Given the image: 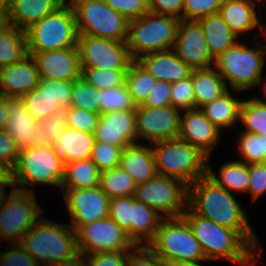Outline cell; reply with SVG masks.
I'll return each instance as SVG.
<instances>
[{
  "instance_id": "6da1fadb",
  "label": "cell",
  "mask_w": 266,
  "mask_h": 266,
  "mask_svg": "<svg viewBox=\"0 0 266 266\" xmlns=\"http://www.w3.org/2000/svg\"><path fill=\"white\" fill-rule=\"evenodd\" d=\"M188 206L220 226L236 230L259 254L263 249L241 204L208 175L188 186Z\"/></svg>"
},
{
  "instance_id": "7a4b0ae2",
  "label": "cell",
  "mask_w": 266,
  "mask_h": 266,
  "mask_svg": "<svg viewBox=\"0 0 266 266\" xmlns=\"http://www.w3.org/2000/svg\"><path fill=\"white\" fill-rule=\"evenodd\" d=\"M182 217L200 243L206 260L229 259L241 266H255L260 254L236 231L196 214L189 206Z\"/></svg>"
},
{
  "instance_id": "3957f363",
  "label": "cell",
  "mask_w": 266,
  "mask_h": 266,
  "mask_svg": "<svg viewBox=\"0 0 266 266\" xmlns=\"http://www.w3.org/2000/svg\"><path fill=\"white\" fill-rule=\"evenodd\" d=\"M20 245L39 266L67 261L79 254L75 230L43 216L23 236Z\"/></svg>"
},
{
  "instance_id": "277c9868",
  "label": "cell",
  "mask_w": 266,
  "mask_h": 266,
  "mask_svg": "<svg viewBox=\"0 0 266 266\" xmlns=\"http://www.w3.org/2000/svg\"><path fill=\"white\" fill-rule=\"evenodd\" d=\"M157 175L179 179L187 186L207 175V156L185 140L151 143Z\"/></svg>"
},
{
  "instance_id": "5b68a950",
  "label": "cell",
  "mask_w": 266,
  "mask_h": 266,
  "mask_svg": "<svg viewBox=\"0 0 266 266\" xmlns=\"http://www.w3.org/2000/svg\"><path fill=\"white\" fill-rule=\"evenodd\" d=\"M253 41V47H247L238 41L215 59L214 68L230 84L234 92H242L260 86L263 80L265 52Z\"/></svg>"
},
{
  "instance_id": "8992f818",
  "label": "cell",
  "mask_w": 266,
  "mask_h": 266,
  "mask_svg": "<svg viewBox=\"0 0 266 266\" xmlns=\"http://www.w3.org/2000/svg\"><path fill=\"white\" fill-rule=\"evenodd\" d=\"M179 22L178 18L150 11L130 20L126 44L131 59L173 49Z\"/></svg>"
},
{
  "instance_id": "52a82bcc",
  "label": "cell",
  "mask_w": 266,
  "mask_h": 266,
  "mask_svg": "<svg viewBox=\"0 0 266 266\" xmlns=\"http://www.w3.org/2000/svg\"><path fill=\"white\" fill-rule=\"evenodd\" d=\"M28 53L77 47L78 29L71 4L58 7L26 31Z\"/></svg>"
},
{
  "instance_id": "ba28073f",
  "label": "cell",
  "mask_w": 266,
  "mask_h": 266,
  "mask_svg": "<svg viewBox=\"0 0 266 266\" xmlns=\"http://www.w3.org/2000/svg\"><path fill=\"white\" fill-rule=\"evenodd\" d=\"M64 173L65 163L57 158L52 146L20 150L16 166L12 170L13 188L34 192V189L28 187L36 183L60 188Z\"/></svg>"
},
{
  "instance_id": "9c48e42d",
  "label": "cell",
  "mask_w": 266,
  "mask_h": 266,
  "mask_svg": "<svg viewBox=\"0 0 266 266\" xmlns=\"http://www.w3.org/2000/svg\"><path fill=\"white\" fill-rule=\"evenodd\" d=\"M70 4L75 13L79 35L127 41L129 20L104 0H73Z\"/></svg>"
},
{
  "instance_id": "30bf717a",
  "label": "cell",
  "mask_w": 266,
  "mask_h": 266,
  "mask_svg": "<svg viewBox=\"0 0 266 266\" xmlns=\"http://www.w3.org/2000/svg\"><path fill=\"white\" fill-rule=\"evenodd\" d=\"M147 246L161 259L207 261L200 243L182 216L164 218Z\"/></svg>"
},
{
  "instance_id": "8fae6325",
  "label": "cell",
  "mask_w": 266,
  "mask_h": 266,
  "mask_svg": "<svg viewBox=\"0 0 266 266\" xmlns=\"http://www.w3.org/2000/svg\"><path fill=\"white\" fill-rule=\"evenodd\" d=\"M35 192L12 189L0 205V241L20 243L23 236L42 217Z\"/></svg>"
},
{
  "instance_id": "7c38bea8",
  "label": "cell",
  "mask_w": 266,
  "mask_h": 266,
  "mask_svg": "<svg viewBox=\"0 0 266 266\" xmlns=\"http://www.w3.org/2000/svg\"><path fill=\"white\" fill-rule=\"evenodd\" d=\"M134 197L164 218L181 217L188 206V186L179 179L156 175L138 184Z\"/></svg>"
},
{
  "instance_id": "4fadbf2b",
  "label": "cell",
  "mask_w": 266,
  "mask_h": 266,
  "mask_svg": "<svg viewBox=\"0 0 266 266\" xmlns=\"http://www.w3.org/2000/svg\"><path fill=\"white\" fill-rule=\"evenodd\" d=\"M78 252L83 256L104 251H130L135 245L110 217L93 221L76 230Z\"/></svg>"
},
{
  "instance_id": "5bb4252c",
  "label": "cell",
  "mask_w": 266,
  "mask_h": 266,
  "mask_svg": "<svg viewBox=\"0 0 266 266\" xmlns=\"http://www.w3.org/2000/svg\"><path fill=\"white\" fill-rule=\"evenodd\" d=\"M81 68L127 70L133 61L126 42L79 35L77 42Z\"/></svg>"
},
{
  "instance_id": "9a60e30c",
  "label": "cell",
  "mask_w": 266,
  "mask_h": 266,
  "mask_svg": "<svg viewBox=\"0 0 266 266\" xmlns=\"http://www.w3.org/2000/svg\"><path fill=\"white\" fill-rule=\"evenodd\" d=\"M70 214V226L78 227L109 217L110 198L99 187L86 189H61Z\"/></svg>"
},
{
  "instance_id": "2e32d148",
  "label": "cell",
  "mask_w": 266,
  "mask_h": 266,
  "mask_svg": "<svg viewBox=\"0 0 266 266\" xmlns=\"http://www.w3.org/2000/svg\"><path fill=\"white\" fill-rule=\"evenodd\" d=\"M73 81L40 79L39 85L20 97L27 111L37 120H44L60 108H68Z\"/></svg>"
},
{
  "instance_id": "e0dca14e",
  "label": "cell",
  "mask_w": 266,
  "mask_h": 266,
  "mask_svg": "<svg viewBox=\"0 0 266 266\" xmlns=\"http://www.w3.org/2000/svg\"><path fill=\"white\" fill-rule=\"evenodd\" d=\"M137 136L150 143L177 138L180 124V110L172 105L150 108L136 107Z\"/></svg>"
},
{
  "instance_id": "ac0fdd59",
  "label": "cell",
  "mask_w": 266,
  "mask_h": 266,
  "mask_svg": "<svg viewBox=\"0 0 266 266\" xmlns=\"http://www.w3.org/2000/svg\"><path fill=\"white\" fill-rule=\"evenodd\" d=\"M172 50L193 70L215 65V59L209 52L204 33L197 21L180 20Z\"/></svg>"
},
{
  "instance_id": "d6986e66",
  "label": "cell",
  "mask_w": 266,
  "mask_h": 266,
  "mask_svg": "<svg viewBox=\"0 0 266 266\" xmlns=\"http://www.w3.org/2000/svg\"><path fill=\"white\" fill-rule=\"evenodd\" d=\"M36 62L40 79L74 81L81 77V65L77 47L28 53Z\"/></svg>"
},
{
  "instance_id": "ffe728a7",
  "label": "cell",
  "mask_w": 266,
  "mask_h": 266,
  "mask_svg": "<svg viewBox=\"0 0 266 266\" xmlns=\"http://www.w3.org/2000/svg\"><path fill=\"white\" fill-rule=\"evenodd\" d=\"M94 137L95 142L113 144L123 149L138 143L135 110L112 111L100 115Z\"/></svg>"
},
{
  "instance_id": "44dd1931",
  "label": "cell",
  "mask_w": 266,
  "mask_h": 266,
  "mask_svg": "<svg viewBox=\"0 0 266 266\" xmlns=\"http://www.w3.org/2000/svg\"><path fill=\"white\" fill-rule=\"evenodd\" d=\"M183 113L180 115L178 137L197 147L209 160L212 150L220 140L221 130L198 108L185 110Z\"/></svg>"
},
{
  "instance_id": "7402d4cb",
  "label": "cell",
  "mask_w": 266,
  "mask_h": 266,
  "mask_svg": "<svg viewBox=\"0 0 266 266\" xmlns=\"http://www.w3.org/2000/svg\"><path fill=\"white\" fill-rule=\"evenodd\" d=\"M40 77L33 57L28 54L21 61L0 68V94L20 98L39 85Z\"/></svg>"
},
{
  "instance_id": "603a6c76",
  "label": "cell",
  "mask_w": 266,
  "mask_h": 266,
  "mask_svg": "<svg viewBox=\"0 0 266 266\" xmlns=\"http://www.w3.org/2000/svg\"><path fill=\"white\" fill-rule=\"evenodd\" d=\"M8 120L5 130L12 136L19 150L37 146L38 121L27 111L20 98L8 97Z\"/></svg>"
},
{
  "instance_id": "cb8c5ba5",
  "label": "cell",
  "mask_w": 266,
  "mask_h": 266,
  "mask_svg": "<svg viewBox=\"0 0 266 266\" xmlns=\"http://www.w3.org/2000/svg\"><path fill=\"white\" fill-rule=\"evenodd\" d=\"M157 80L174 83L191 77L193 69L171 50L142 55L136 60Z\"/></svg>"
},
{
  "instance_id": "d4e9b609",
  "label": "cell",
  "mask_w": 266,
  "mask_h": 266,
  "mask_svg": "<svg viewBox=\"0 0 266 266\" xmlns=\"http://www.w3.org/2000/svg\"><path fill=\"white\" fill-rule=\"evenodd\" d=\"M62 4L60 0H9L7 23L26 31Z\"/></svg>"
},
{
  "instance_id": "484cf974",
  "label": "cell",
  "mask_w": 266,
  "mask_h": 266,
  "mask_svg": "<svg viewBox=\"0 0 266 266\" xmlns=\"http://www.w3.org/2000/svg\"><path fill=\"white\" fill-rule=\"evenodd\" d=\"M119 167L126 171L137 185L157 175L152 147L142 143L131 144L123 149Z\"/></svg>"
},
{
  "instance_id": "4316f807",
  "label": "cell",
  "mask_w": 266,
  "mask_h": 266,
  "mask_svg": "<svg viewBox=\"0 0 266 266\" xmlns=\"http://www.w3.org/2000/svg\"><path fill=\"white\" fill-rule=\"evenodd\" d=\"M94 144V133L66 127L52 144V149L57 158L66 164L90 158Z\"/></svg>"
},
{
  "instance_id": "83f0119b",
  "label": "cell",
  "mask_w": 266,
  "mask_h": 266,
  "mask_svg": "<svg viewBox=\"0 0 266 266\" xmlns=\"http://www.w3.org/2000/svg\"><path fill=\"white\" fill-rule=\"evenodd\" d=\"M163 219L157 211L136 200L133 195L129 239L135 246H147L153 240Z\"/></svg>"
},
{
  "instance_id": "f1b7e54d",
  "label": "cell",
  "mask_w": 266,
  "mask_h": 266,
  "mask_svg": "<svg viewBox=\"0 0 266 266\" xmlns=\"http://www.w3.org/2000/svg\"><path fill=\"white\" fill-rule=\"evenodd\" d=\"M257 4L246 0H223L219 15L230 27L231 31L239 37L258 27Z\"/></svg>"
},
{
  "instance_id": "f546056e",
  "label": "cell",
  "mask_w": 266,
  "mask_h": 266,
  "mask_svg": "<svg viewBox=\"0 0 266 266\" xmlns=\"http://www.w3.org/2000/svg\"><path fill=\"white\" fill-rule=\"evenodd\" d=\"M197 22L202 28L209 52L214 59L238 41V37L219 14L205 16Z\"/></svg>"
},
{
  "instance_id": "4dcf8cb0",
  "label": "cell",
  "mask_w": 266,
  "mask_h": 266,
  "mask_svg": "<svg viewBox=\"0 0 266 266\" xmlns=\"http://www.w3.org/2000/svg\"><path fill=\"white\" fill-rule=\"evenodd\" d=\"M193 91L196 100V108L211 103L228 90L225 81L216 68L195 69L192 74Z\"/></svg>"
},
{
  "instance_id": "1f68e13d",
  "label": "cell",
  "mask_w": 266,
  "mask_h": 266,
  "mask_svg": "<svg viewBox=\"0 0 266 266\" xmlns=\"http://www.w3.org/2000/svg\"><path fill=\"white\" fill-rule=\"evenodd\" d=\"M241 99H236L229 89L220 97L200 108L204 115L220 130L239 123Z\"/></svg>"
},
{
  "instance_id": "d6a6232c",
  "label": "cell",
  "mask_w": 266,
  "mask_h": 266,
  "mask_svg": "<svg viewBox=\"0 0 266 266\" xmlns=\"http://www.w3.org/2000/svg\"><path fill=\"white\" fill-rule=\"evenodd\" d=\"M207 175L217 185L227 191L246 193L249 186L248 164L240 160L231 161L223 164L220 168L219 177L212 170V166L207 164Z\"/></svg>"
},
{
  "instance_id": "836d02e7",
  "label": "cell",
  "mask_w": 266,
  "mask_h": 266,
  "mask_svg": "<svg viewBox=\"0 0 266 266\" xmlns=\"http://www.w3.org/2000/svg\"><path fill=\"white\" fill-rule=\"evenodd\" d=\"M100 171L90 158L65 164L60 189H86L99 186Z\"/></svg>"
},
{
  "instance_id": "e575fe53",
  "label": "cell",
  "mask_w": 266,
  "mask_h": 266,
  "mask_svg": "<svg viewBox=\"0 0 266 266\" xmlns=\"http://www.w3.org/2000/svg\"><path fill=\"white\" fill-rule=\"evenodd\" d=\"M27 55L26 32L7 24L0 30V68L21 61Z\"/></svg>"
},
{
  "instance_id": "d590c367",
  "label": "cell",
  "mask_w": 266,
  "mask_h": 266,
  "mask_svg": "<svg viewBox=\"0 0 266 266\" xmlns=\"http://www.w3.org/2000/svg\"><path fill=\"white\" fill-rule=\"evenodd\" d=\"M99 187L111 199L133 196L137 184L126 171L116 167L100 172Z\"/></svg>"
},
{
  "instance_id": "8d00e7d4",
  "label": "cell",
  "mask_w": 266,
  "mask_h": 266,
  "mask_svg": "<svg viewBox=\"0 0 266 266\" xmlns=\"http://www.w3.org/2000/svg\"><path fill=\"white\" fill-rule=\"evenodd\" d=\"M157 79L136 60H133L126 72L125 84L136 105H141L148 96Z\"/></svg>"
},
{
  "instance_id": "74e56055",
  "label": "cell",
  "mask_w": 266,
  "mask_h": 266,
  "mask_svg": "<svg viewBox=\"0 0 266 266\" xmlns=\"http://www.w3.org/2000/svg\"><path fill=\"white\" fill-rule=\"evenodd\" d=\"M239 122L245 127V132L266 135V104L254 97L243 100L240 106Z\"/></svg>"
},
{
  "instance_id": "f35d334b",
  "label": "cell",
  "mask_w": 266,
  "mask_h": 266,
  "mask_svg": "<svg viewBox=\"0 0 266 266\" xmlns=\"http://www.w3.org/2000/svg\"><path fill=\"white\" fill-rule=\"evenodd\" d=\"M67 127V108H60L38 121L37 146H52Z\"/></svg>"
},
{
  "instance_id": "ab89813d",
  "label": "cell",
  "mask_w": 266,
  "mask_h": 266,
  "mask_svg": "<svg viewBox=\"0 0 266 266\" xmlns=\"http://www.w3.org/2000/svg\"><path fill=\"white\" fill-rule=\"evenodd\" d=\"M136 107L126 84L99 90L100 115L112 111L136 110Z\"/></svg>"
},
{
  "instance_id": "60d3db41",
  "label": "cell",
  "mask_w": 266,
  "mask_h": 266,
  "mask_svg": "<svg viewBox=\"0 0 266 266\" xmlns=\"http://www.w3.org/2000/svg\"><path fill=\"white\" fill-rule=\"evenodd\" d=\"M237 150L245 164L266 162V135L241 132Z\"/></svg>"
},
{
  "instance_id": "b9f144b4",
  "label": "cell",
  "mask_w": 266,
  "mask_h": 266,
  "mask_svg": "<svg viewBox=\"0 0 266 266\" xmlns=\"http://www.w3.org/2000/svg\"><path fill=\"white\" fill-rule=\"evenodd\" d=\"M99 113V90L90 85L82 76L73 81L70 106Z\"/></svg>"
},
{
  "instance_id": "7bdbcfd3",
  "label": "cell",
  "mask_w": 266,
  "mask_h": 266,
  "mask_svg": "<svg viewBox=\"0 0 266 266\" xmlns=\"http://www.w3.org/2000/svg\"><path fill=\"white\" fill-rule=\"evenodd\" d=\"M81 76L95 89L114 88L125 84L127 70L81 68Z\"/></svg>"
},
{
  "instance_id": "ee69618b",
  "label": "cell",
  "mask_w": 266,
  "mask_h": 266,
  "mask_svg": "<svg viewBox=\"0 0 266 266\" xmlns=\"http://www.w3.org/2000/svg\"><path fill=\"white\" fill-rule=\"evenodd\" d=\"M122 151V147L95 142L90 159L98 167L99 171L103 172L119 167Z\"/></svg>"
},
{
  "instance_id": "f6af8a7d",
  "label": "cell",
  "mask_w": 266,
  "mask_h": 266,
  "mask_svg": "<svg viewBox=\"0 0 266 266\" xmlns=\"http://www.w3.org/2000/svg\"><path fill=\"white\" fill-rule=\"evenodd\" d=\"M171 105L178 110L196 109V100L193 91L192 76L171 83Z\"/></svg>"
},
{
  "instance_id": "bcb514c9",
  "label": "cell",
  "mask_w": 266,
  "mask_h": 266,
  "mask_svg": "<svg viewBox=\"0 0 266 266\" xmlns=\"http://www.w3.org/2000/svg\"><path fill=\"white\" fill-rule=\"evenodd\" d=\"M223 0H184L183 20L197 21L218 14Z\"/></svg>"
},
{
  "instance_id": "7dc6e473",
  "label": "cell",
  "mask_w": 266,
  "mask_h": 266,
  "mask_svg": "<svg viewBox=\"0 0 266 266\" xmlns=\"http://www.w3.org/2000/svg\"><path fill=\"white\" fill-rule=\"evenodd\" d=\"M100 114L85 109L67 108V127L83 132L94 133Z\"/></svg>"
},
{
  "instance_id": "c3c4849f",
  "label": "cell",
  "mask_w": 266,
  "mask_h": 266,
  "mask_svg": "<svg viewBox=\"0 0 266 266\" xmlns=\"http://www.w3.org/2000/svg\"><path fill=\"white\" fill-rule=\"evenodd\" d=\"M132 214V196L110 199L109 217L114 220L129 237V226Z\"/></svg>"
},
{
  "instance_id": "681fc988",
  "label": "cell",
  "mask_w": 266,
  "mask_h": 266,
  "mask_svg": "<svg viewBox=\"0 0 266 266\" xmlns=\"http://www.w3.org/2000/svg\"><path fill=\"white\" fill-rule=\"evenodd\" d=\"M105 3L129 21L149 12L148 0H104Z\"/></svg>"
},
{
  "instance_id": "f907efd6",
  "label": "cell",
  "mask_w": 266,
  "mask_h": 266,
  "mask_svg": "<svg viewBox=\"0 0 266 266\" xmlns=\"http://www.w3.org/2000/svg\"><path fill=\"white\" fill-rule=\"evenodd\" d=\"M249 186L252 200L255 202L262 194H266V162L248 164Z\"/></svg>"
},
{
  "instance_id": "816d5d0a",
  "label": "cell",
  "mask_w": 266,
  "mask_h": 266,
  "mask_svg": "<svg viewBox=\"0 0 266 266\" xmlns=\"http://www.w3.org/2000/svg\"><path fill=\"white\" fill-rule=\"evenodd\" d=\"M11 246L13 248L0 253V266H39L20 243Z\"/></svg>"
},
{
  "instance_id": "f5cc1de1",
  "label": "cell",
  "mask_w": 266,
  "mask_h": 266,
  "mask_svg": "<svg viewBox=\"0 0 266 266\" xmlns=\"http://www.w3.org/2000/svg\"><path fill=\"white\" fill-rule=\"evenodd\" d=\"M171 83L157 80L141 106L157 108L171 105Z\"/></svg>"
},
{
  "instance_id": "db71d44e",
  "label": "cell",
  "mask_w": 266,
  "mask_h": 266,
  "mask_svg": "<svg viewBox=\"0 0 266 266\" xmlns=\"http://www.w3.org/2000/svg\"><path fill=\"white\" fill-rule=\"evenodd\" d=\"M125 266H162L158 257L148 246H135L128 252Z\"/></svg>"
},
{
  "instance_id": "11a10c76",
  "label": "cell",
  "mask_w": 266,
  "mask_h": 266,
  "mask_svg": "<svg viewBox=\"0 0 266 266\" xmlns=\"http://www.w3.org/2000/svg\"><path fill=\"white\" fill-rule=\"evenodd\" d=\"M129 251H104L84 256L86 266H125Z\"/></svg>"
},
{
  "instance_id": "9f6ffc18",
  "label": "cell",
  "mask_w": 266,
  "mask_h": 266,
  "mask_svg": "<svg viewBox=\"0 0 266 266\" xmlns=\"http://www.w3.org/2000/svg\"><path fill=\"white\" fill-rule=\"evenodd\" d=\"M20 150L12 136L5 130H0V161L11 170L16 166Z\"/></svg>"
},
{
  "instance_id": "6f0895ef",
  "label": "cell",
  "mask_w": 266,
  "mask_h": 266,
  "mask_svg": "<svg viewBox=\"0 0 266 266\" xmlns=\"http://www.w3.org/2000/svg\"><path fill=\"white\" fill-rule=\"evenodd\" d=\"M184 0H148L149 11L183 20Z\"/></svg>"
},
{
  "instance_id": "680465c9",
  "label": "cell",
  "mask_w": 266,
  "mask_h": 266,
  "mask_svg": "<svg viewBox=\"0 0 266 266\" xmlns=\"http://www.w3.org/2000/svg\"><path fill=\"white\" fill-rule=\"evenodd\" d=\"M8 97L0 94V130L5 129L8 120Z\"/></svg>"
},
{
  "instance_id": "91938a15",
  "label": "cell",
  "mask_w": 266,
  "mask_h": 266,
  "mask_svg": "<svg viewBox=\"0 0 266 266\" xmlns=\"http://www.w3.org/2000/svg\"><path fill=\"white\" fill-rule=\"evenodd\" d=\"M49 266H86L85 258L82 254H78L75 257L58 263H54Z\"/></svg>"
},
{
  "instance_id": "94428289",
  "label": "cell",
  "mask_w": 266,
  "mask_h": 266,
  "mask_svg": "<svg viewBox=\"0 0 266 266\" xmlns=\"http://www.w3.org/2000/svg\"><path fill=\"white\" fill-rule=\"evenodd\" d=\"M0 183H13L12 170L0 161Z\"/></svg>"
},
{
  "instance_id": "6125c7cd",
  "label": "cell",
  "mask_w": 266,
  "mask_h": 266,
  "mask_svg": "<svg viewBox=\"0 0 266 266\" xmlns=\"http://www.w3.org/2000/svg\"><path fill=\"white\" fill-rule=\"evenodd\" d=\"M162 266H203L200 262H187L182 260L161 259Z\"/></svg>"
},
{
  "instance_id": "be15d7a7",
  "label": "cell",
  "mask_w": 266,
  "mask_h": 266,
  "mask_svg": "<svg viewBox=\"0 0 266 266\" xmlns=\"http://www.w3.org/2000/svg\"><path fill=\"white\" fill-rule=\"evenodd\" d=\"M6 9L0 7V30L7 25Z\"/></svg>"
},
{
  "instance_id": "e7e4bbea",
  "label": "cell",
  "mask_w": 266,
  "mask_h": 266,
  "mask_svg": "<svg viewBox=\"0 0 266 266\" xmlns=\"http://www.w3.org/2000/svg\"><path fill=\"white\" fill-rule=\"evenodd\" d=\"M9 186L13 188V183H0V205L2 204L3 199L6 196L5 188Z\"/></svg>"
},
{
  "instance_id": "03108f58",
  "label": "cell",
  "mask_w": 266,
  "mask_h": 266,
  "mask_svg": "<svg viewBox=\"0 0 266 266\" xmlns=\"http://www.w3.org/2000/svg\"><path fill=\"white\" fill-rule=\"evenodd\" d=\"M261 20L258 18V26L260 27V30L262 31V30H264L263 31V33L266 35V26H263L262 24L263 23H261L260 22ZM260 46H261V48H262V50L265 52V54H266V45L265 44H263V42L262 43H258Z\"/></svg>"
},
{
  "instance_id": "003e7915",
  "label": "cell",
  "mask_w": 266,
  "mask_h": 266,
  "mask_svg": "<svg viewBox=\"0 0 266 266\" xmlns=\"http://www.w3.org/2000/svg\"><path fill=\"white\" fill-rule=\"evenodd\" d=\"M262 88V90H263V94H264V96L266 97V80H265V82H263V87H261ZM257 101H259V102H262V103H265L266 104V99L265 100H263V99H261V98H259L258 96L257 97H254Z\"/></svg>"
},
{
  "instance_id": "a7ac6f4b",
  "label": "cell",
  "mask_w": 266,
  "mask_h": 266,
  "mask_svg": "<svg viewBox=\"0 0 266 266\" xmlns=\"http://www.w3.org/2000/svg\"><path fill=\"white\" fill-rule=\"evenodd\" d=\"M9 0H0V7L7 10Z\"/></svg>"
},
{
  "instance_id": "89a4df30",
  "label": "cell",
  "mask_w": 266,
  "mask_h": 266,
  "mask_svg": "<svg viewBox=\"0 0 266 266\" xmlns=\"http://www.w3.org/2000/svg\"><path fill=\"white\" fill-rule=\"evenodd\" d=\"M60 1H61L63 4H66V3H69V4H70L73 0H69V1H68V0H67V1H66V0H60Z\"/></svg>"
},
{
  "instance_id": "2644e50d",
  "label": "cell",
  "mask_w": 266,
  "mask_h": 266,
  "mask_svg": "<svg viewBox=\"0 0 266 266\" xmlns=\"http://www.w3.org/2000/svg\"><path fill=\"white\" fill-rule=\"evenodd\" d=\"M246 1L251 2V3H253V4H256L255 0H246ZM257 1H258V2H261L262 0H257Z\"/></svg>"
}]
</instances>
